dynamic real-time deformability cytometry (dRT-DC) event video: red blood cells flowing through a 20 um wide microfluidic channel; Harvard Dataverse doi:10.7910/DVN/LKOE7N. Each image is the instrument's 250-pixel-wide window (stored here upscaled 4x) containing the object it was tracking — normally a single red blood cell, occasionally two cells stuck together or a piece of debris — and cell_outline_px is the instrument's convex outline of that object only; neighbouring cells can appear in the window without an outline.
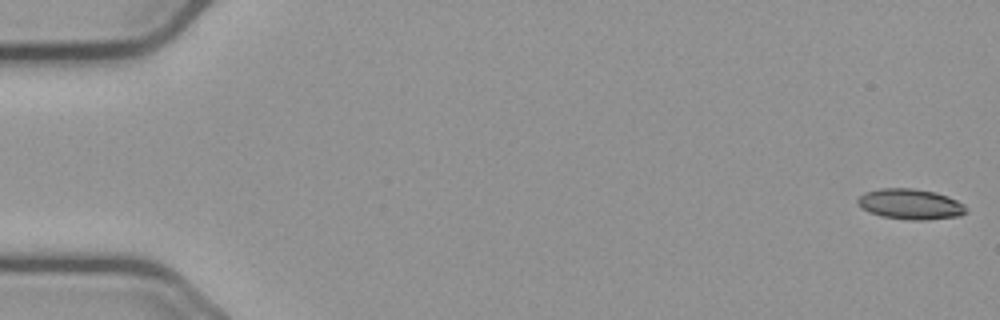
{"species": "common noctule bat (a hibernating species)", "species_latin": "Nyctalus noctula", "temperature_condition": "cold", "stored_images_in_passage": 10, "camera_frame_rate_fps": 3000, "um_per_image_px": 0.085, "animal": {"sex": "male", "body_mass_g": 23.1, "forearm_length_mm": 52.7}, "frame": {"image": 1, "passage_image": 1, "time_ms": 0.0, "image_size_px": [1000, 320], "cell_outline_px": [[968, 212], [960, 216], [924, 220], [908, 220], [880, 216], [868, 212], [856, 204], [856, 200], [864, 192], [880, 188], [912, 188], [936, 192], [948, 196], [964, 204], [968, 208]], "centroid_in_image_um": [77.38, 17.35], "position_along_channel_um": 7.6, "area_um2": 19.59}}